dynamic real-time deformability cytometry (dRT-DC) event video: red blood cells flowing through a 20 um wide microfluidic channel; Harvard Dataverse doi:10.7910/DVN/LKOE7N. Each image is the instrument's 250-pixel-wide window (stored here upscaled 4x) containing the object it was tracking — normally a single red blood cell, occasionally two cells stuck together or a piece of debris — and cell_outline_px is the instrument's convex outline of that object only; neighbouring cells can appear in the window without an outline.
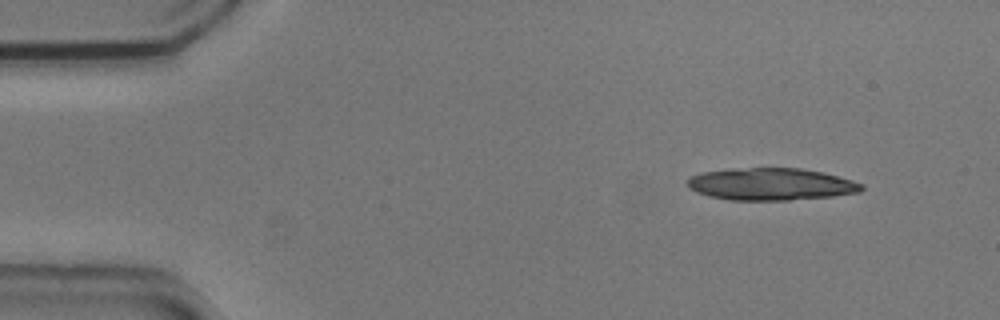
{"species": "common noctule bat (a hibernating species)", "species_latin": "Nyctalus noctula", "temperature_condition": "cold", "stored_images_in_passage": 4, "camera_frame_rate_fps": 3000, "um_per_image_px": 0.085, "animal": {"sex": "male", "body_mass_g": 20.5, "forearm_length_mm": 52.5}, "frame": {"image": 1, "passage_image": 1, "time_ms": 0.0, "image_size_px": [1000, 320], "cell_outline_px": [[864, 188], [860, 192], [832, 196], [788, 200], [728, 200], [708, 196], [692, 188], [688, 184], [688, 180], [692, 176], [704, 172], [732, 168], [800, 168], [824, 172], [852, 180], [864, 184]], "centroid_in_image_um": [65.59, 15.65], "position_along_channel_um": 19.4, "area_um2": 32.54}}